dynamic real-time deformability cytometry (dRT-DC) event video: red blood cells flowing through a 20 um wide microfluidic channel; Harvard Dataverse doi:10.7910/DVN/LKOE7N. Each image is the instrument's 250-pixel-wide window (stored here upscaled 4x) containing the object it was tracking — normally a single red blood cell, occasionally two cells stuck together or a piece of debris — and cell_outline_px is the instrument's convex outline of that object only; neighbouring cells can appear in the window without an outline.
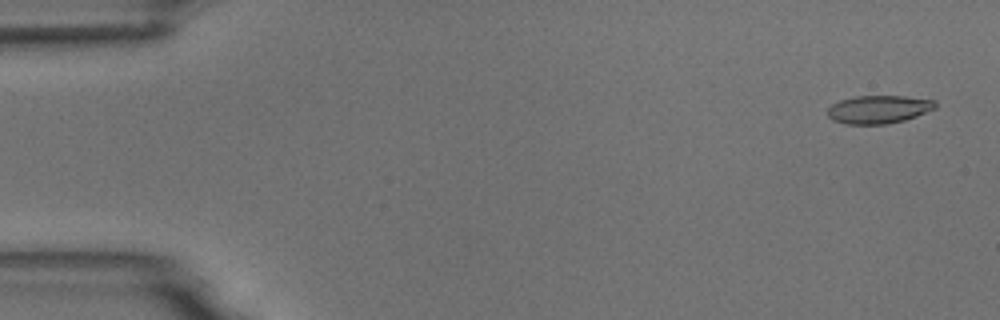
{"species": "common noctule bat (a hibernating species)", "species_latin": "Nyctalus noctula", "temperature_condition": "room temperature", "stored_images_in_passage": 5, "camera_frame_rate_fps": 3000, "um_per_image_px": 0.085, "animal": {"sex": "male", "body_mass_g": 18.8}, "frame": {"image": 1, "passage_image": 1, "time_ms": 0.0, "image_size_px": [1000, 320], "cell_outline_px": [[936, 108], [916, 116], [904, 120], [884, 124], [844, 124], [832, 120], [828, 116], [828, 108], [832, 104], [840, 100], [856, 96], [904, 96], [936, 100]], "centroid_in_image_um": [74.68, 9.29], "position_along_channel_um": 10.3, "area_um2": 17.63}}
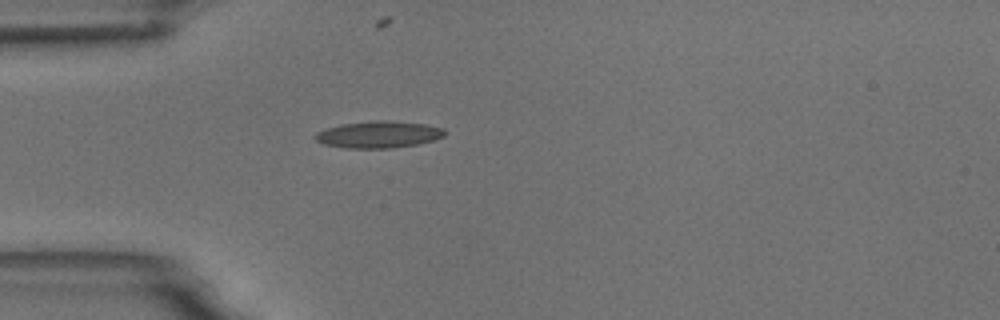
{"frame": {"image": 2, "passage_image": 5, "time_ms": 4.333, "image_size_px": [1000, 320], "cell_outline_px": [[448, 132], [444, 136], [432, 140], [416, 144], [392, 148], [344, 148], [324, 144], [316, 140], [312, 136], [316, 132], [324, 128], [340, 124], [376, 120], [384, 120], [424, 124], [444, 128]], "centroid_in_image_um": [32.14, 11.43], "position_along_channel_um": 52.9, "area_um2": 20.35}}